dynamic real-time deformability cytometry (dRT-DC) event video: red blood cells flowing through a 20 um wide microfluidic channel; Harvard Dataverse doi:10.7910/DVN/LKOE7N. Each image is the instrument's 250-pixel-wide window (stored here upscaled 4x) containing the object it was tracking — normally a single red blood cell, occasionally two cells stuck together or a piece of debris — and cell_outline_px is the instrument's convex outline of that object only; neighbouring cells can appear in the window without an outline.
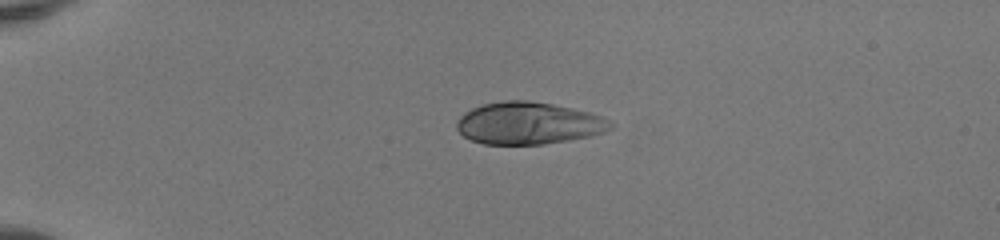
{"species": "human", "species_latin": "Homo sapiens", "temperature_condition": "room temperature", "stored_images_in_passage": 38, "camera_frame_rate_fps": 3000, "um_per_image_px": 0.085, "donor": {"sex": "female"}, "frame": {"image": 1, "passage_image": 1, "time_ms": 0.0, "image_size_px": [1000, 240], "cell_outline_px": [[616, 124], [612, 128], [604, 132], [592, 136], [544, 144], [484, 144], [472, 140], [464, 136], [456, 128], [456, 120], [464, 112], [472, 108], [484, 104], [504, 100], [528, 100], [552, 104], [592, 112]], "centroid_in_image_um": [44.94, 10.47], "position_along_channel_um": 40.1, "area_um2": 37.97}}
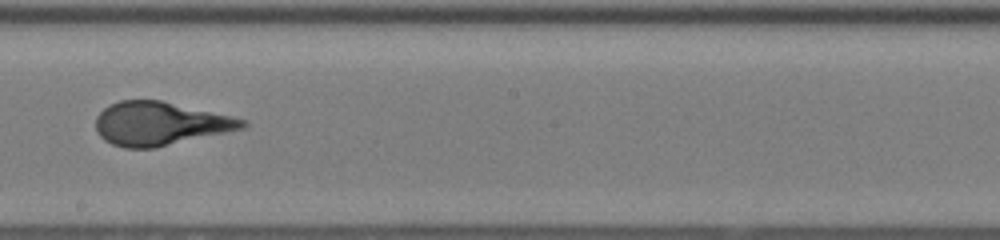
{"frame": {"image": 2, "passage_image": 19, "time_ms": 6.0, "image_size_px": [1000, 240], "cell_outline_px": [[248, 124], [244, 128], [156, 148], [124, 148], [112, 144], [104, 140], [96, 132], [96, 116], [108, 104], [120, 100], [160, 100], [232, 116], [248, 120]], "centroid_in_image_um": [13.58, 10.51], "position_along_channel_um": 234.6, "area_um2": 37.22}}
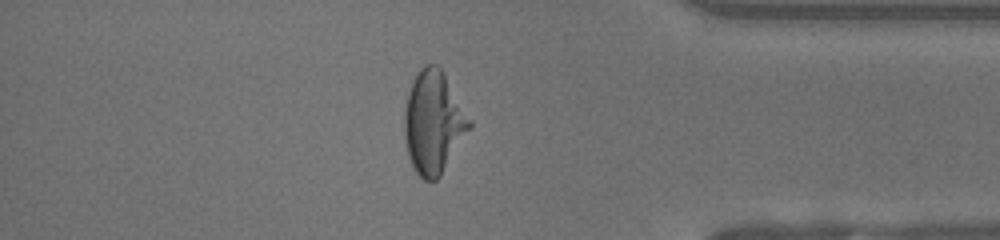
{"frame": {"image": 3, "passage_image": 32, "time_ms": 10.333, "image_size_px": [1000, 240], "cell_outline_px": [[472, 128], [440, 176], [436, 180], [424, 180], [416, 172], [408, 156], [404, 136], [404, 112], [408, 92], [420, 68], [428, 64], [436, 64], [440, 68], [472, 120]], "centroid_in_image_um": [36.86, 10.43], "position_along_channel_um": 398.3, "area_um2": 38.73}, "authors_computed_cell_mechanics": {"area_um2": 37.3099, "velocity_mm_per_s": 4.1709, "shape_relaxation_time_tau1_ms": 4.7349, "shape_relaxation_time_tau2_ms": null, "deformation_change_tau1": 0.2374, "deformation_change_tau2": null}}